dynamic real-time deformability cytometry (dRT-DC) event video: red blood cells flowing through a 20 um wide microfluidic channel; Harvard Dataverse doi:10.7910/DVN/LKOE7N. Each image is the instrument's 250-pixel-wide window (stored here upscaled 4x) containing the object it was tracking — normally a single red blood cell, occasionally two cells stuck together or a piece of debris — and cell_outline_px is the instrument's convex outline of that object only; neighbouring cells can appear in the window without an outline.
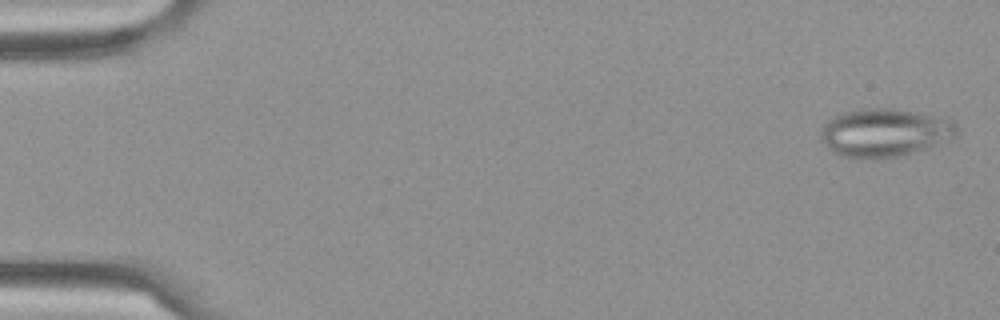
{"species": "Egyptian fruit bat (a non-hibernating species)", "species_latin": "Rousettus aegyptiacus", "temperature_condition": "cold", "stored_images_in_passage": 4, "camera_frame_rate_fps": 3000, "um_per_image_px": 0.085, "frame": {"image": 1, "passage_image": 1, "time_ms": 0.0, "image_size_px": [1000, 320], "cell_outline_px": [[956, 136], [928, 148], [904, 156], [840, 156], [828, 148], [824, 144], [820, 136], [820, 132], [824, 124], [828, 120], [844, 112], [872, 108], [888, 108], [916, 112], [956, 120]], "centroid_in_image_um": [75.23, 11.25], "position_along_channel_um": 9.8, "area_um2": 37.51}}